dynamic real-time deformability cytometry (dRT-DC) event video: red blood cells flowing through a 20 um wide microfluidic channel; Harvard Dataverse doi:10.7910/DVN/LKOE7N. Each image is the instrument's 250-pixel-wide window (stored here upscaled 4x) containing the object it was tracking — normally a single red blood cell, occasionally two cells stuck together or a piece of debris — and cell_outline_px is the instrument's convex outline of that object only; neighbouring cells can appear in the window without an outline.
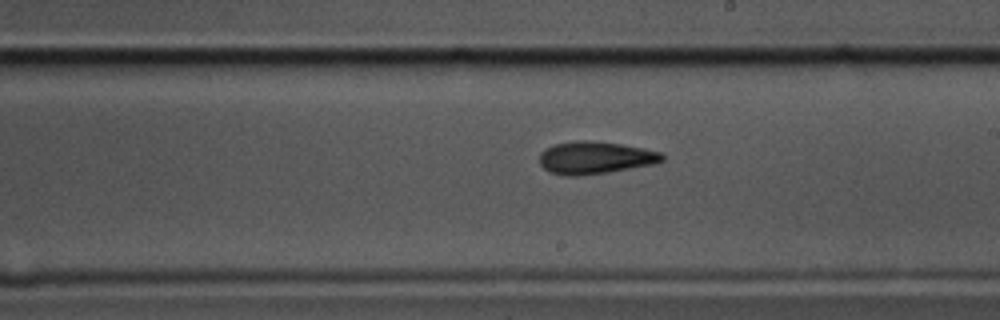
{"species": "common noctule bat (a hibernating species)", "species_latin": "Nyctalus noctula", "temperature_condition": "cold", "stored_images_in_passage": 58, "camera_frame_rate_fps": 3000, "um_per_image_px": 0.085, "animal": {"sex": "male", "body_mass_g": 17.5, "forearm_length_mm": 52.3}, "frame": {"image": 1, "passage_image": 33, "time_ms": 10.667, "image_size_px": [1000, 320], "cell_outline_px": [[664, 160], [656, 164], [608, 172], [580, 176], [564, 176], [548, 172], [540, 164], [540, 152], [552, 144], [576, 140], [588, 140], [620, 144], [644, 148], [664, 152]], "centroid_in_image_um": [50.59, 13.41], "position_along_channel_um": 238.4, "area_um2": 23.58}}
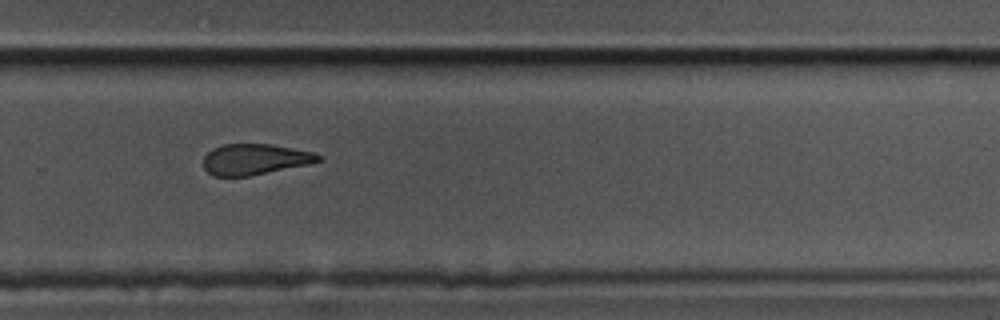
{"frame": {"image": 2, "passage_image": 39, "time_ms": 12.667, "image_size_px": [1000, 320], "cell_outline_px": [[324, 160], [308, 164], [248, 176], [212, 176], [204, 168], [204, 156], [212, 148], [224, 144], [272, 144], [312, 152], [320, 156]], "centroid_in_image_um": [21.64, 13.54], "position_along_channel_um": 308.2, "area_um2": 20.52}}
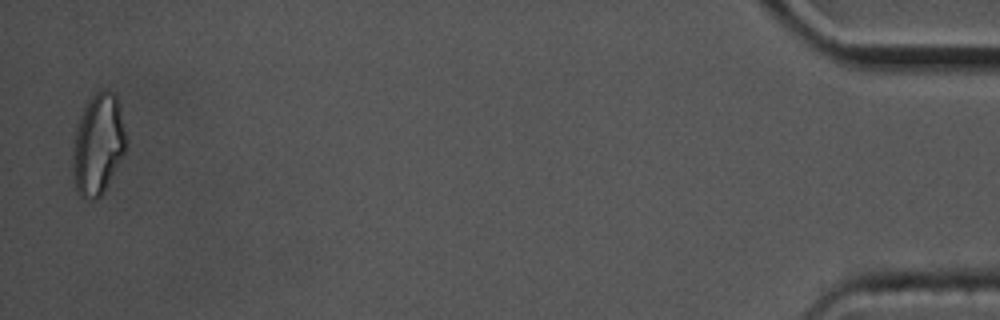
{"frame": {"image": 3, "passage_image": 57, "time_ms": 18.667, "image_size_px": [1000, 320], "cell_outline_px": [[124, 152], [100, 196], [80, 196], [76, 192], [72, 176], [72, 152], [76, 132], [84, 108], [88, 100], [100, 88], [104, 88], [116, 92], [124, 132]], "centroid_in_image_um": [8.29, 12.22], "position_along_channel_um": 426.9, "area_um2": 30.4}, "authors_computed_cell_mechanics": {"area_um2": 22.8599, "velocity_mm_per_s": 3.4891, "shape_relaxation_time_tau1_ms": 7.2391, "shape_relaxation_time_tau2_ms": 9.4549, "deformation_change_tau1": 0.1644, "deformation_change_tau2": 0.2108}}